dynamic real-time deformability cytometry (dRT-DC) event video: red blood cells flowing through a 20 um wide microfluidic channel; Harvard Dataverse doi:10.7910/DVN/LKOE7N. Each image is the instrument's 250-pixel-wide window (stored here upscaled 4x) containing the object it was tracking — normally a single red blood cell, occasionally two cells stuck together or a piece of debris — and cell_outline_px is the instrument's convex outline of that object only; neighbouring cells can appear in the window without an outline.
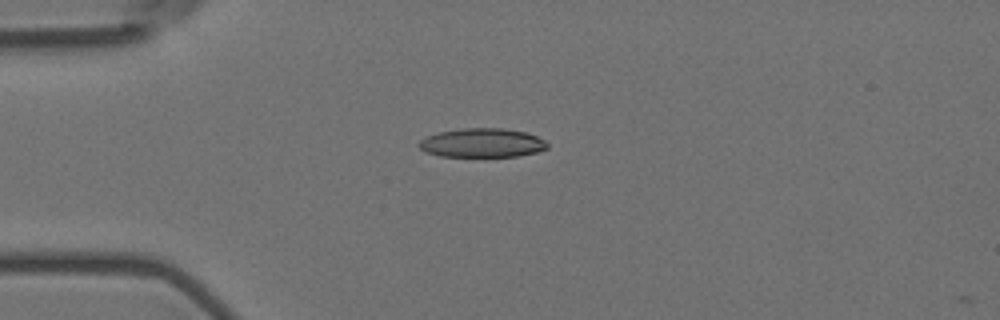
{"species": "Egyptian fruit bat (a non-hibernating species)", "species_latin": "Rousettus aegyptiacus", "temperature_condition": "room temperature", "stored_images_in_passage": 16, "camera_frame_rate_fps": 3000, "um_per_image_px": 0.085, "animal": {"sex": "female"}, "frame": {"image": 1, "passage_image": 15, "time_ms": 4.667, "image_size_px": [1000, 320], "cell_outline_px": [[548, 148], [536, 152], [520, 156], [440, 156], [424, 152], [416, 144], [420, 140], [436, 132], [464, 128], [504, 128], [528, 132], [544, 140], [548, 144]], "centroid_in_image_um": [40.97, 12.14], "position_along_channel_um": 44.0, "area_um2": 21.85}}